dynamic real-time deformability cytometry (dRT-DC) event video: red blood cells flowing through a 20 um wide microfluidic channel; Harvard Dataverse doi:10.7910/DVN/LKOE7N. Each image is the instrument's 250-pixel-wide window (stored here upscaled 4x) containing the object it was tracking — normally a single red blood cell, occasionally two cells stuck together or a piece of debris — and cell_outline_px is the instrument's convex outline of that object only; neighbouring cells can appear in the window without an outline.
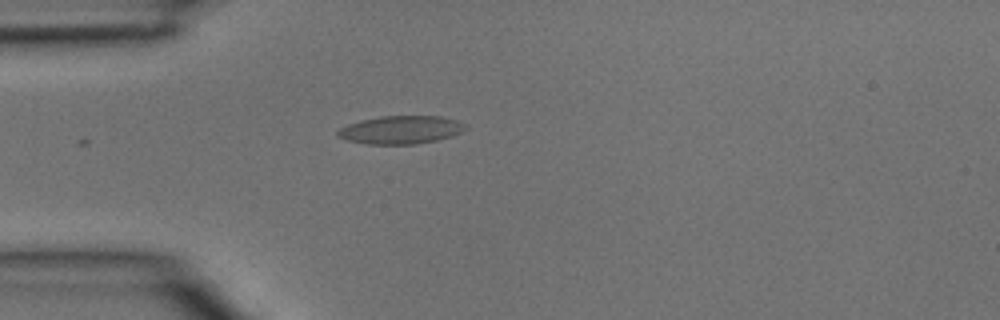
{"species": "common noctule bat (a hibernating species)", "species_latin": "Nyctalus noctula", "temperature_condition": "room temperature", "stored_images_in_passage": 1, "camera_frame_rate_fps": 3000, "um_per_image_px": 0.085, "animal": {"sex": "male", "body_mass_g": 15.6}, "frame": {"image": 1, "passage_image": 1, "time_ms": 0.0, "image_size_px": [1000, 320], "cell_outline_px": [[468, 128], [452, 136], [436, 140], [412, 144], [368, 144], [348, 140], [336, 136], [336, 132], [340, 128], [348, 124], [380, 116], [440, 116], [456, 120], [464, 124]], "centroid_in_image_um": [34.06, 11.03], "position_along_channel_um": 50.9, "area_um2": 20.69}}